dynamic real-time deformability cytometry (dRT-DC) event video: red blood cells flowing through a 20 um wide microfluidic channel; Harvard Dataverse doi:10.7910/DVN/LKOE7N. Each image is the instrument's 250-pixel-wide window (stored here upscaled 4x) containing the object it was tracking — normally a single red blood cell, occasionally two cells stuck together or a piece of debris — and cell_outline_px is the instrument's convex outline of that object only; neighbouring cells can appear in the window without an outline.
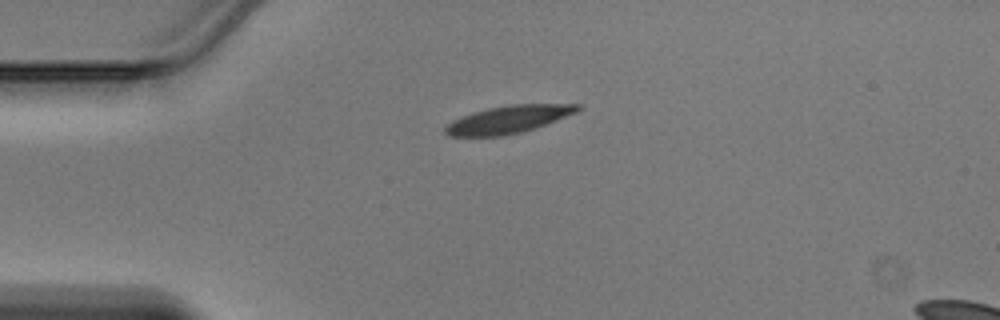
{"species": "Egyptian fruit bat (a non-hibernating species)", "species_latin": "Rousettus aegyptiacus", "temperature_condition": "warm", "stored_images_in_passage": 37, "camera_frame_rate_fps": 3000, "um_per_image_px": 0.085, "animal": {"sex": "male"}, "frame": {"image": 1, "passage_image": 1, "time_ms": 0.0, "image_size_px": [1000, 320], "cell_outline_px": [[584, 108], [576, 112], [556, 120], [520, 132], [504, 136], [448, 136], [444, 132], [444, 128], [452, 120], [472, 112], [488, 108], [512, 104], [584, 104]], "centroid_in_image_um": [43.21, 10.14], "position_along_channel_um": 41.8, "area_um2": 21.15}}
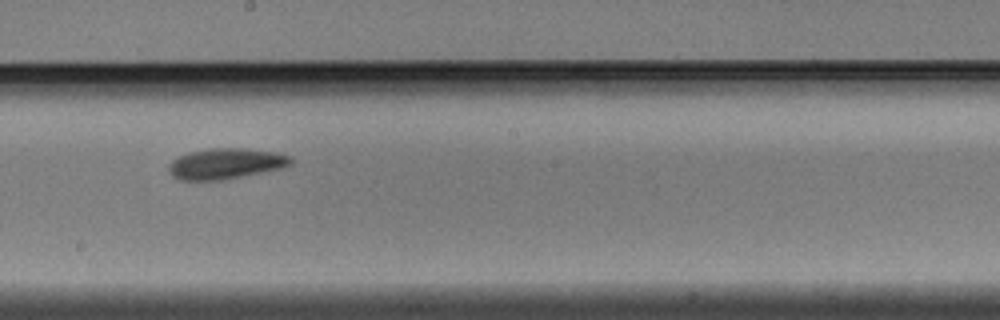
{"frame": {"image": 2, "passage_image": 16, "time_ms": 5.0, "image_size_px": [1000, 320], "cell_outline_px": [[292, 164], [280, 168], [224, 180], [180, 180], [172, 176], [168, 172], [168, 164], [172, 160], [188, 152], [208, 148], [244, 148], [276, 152], [292, 156]], "centroid_in_image_um": [19.16, 13.9], "position_along_channel_um": 229.0, "area_um2": 21.96}}
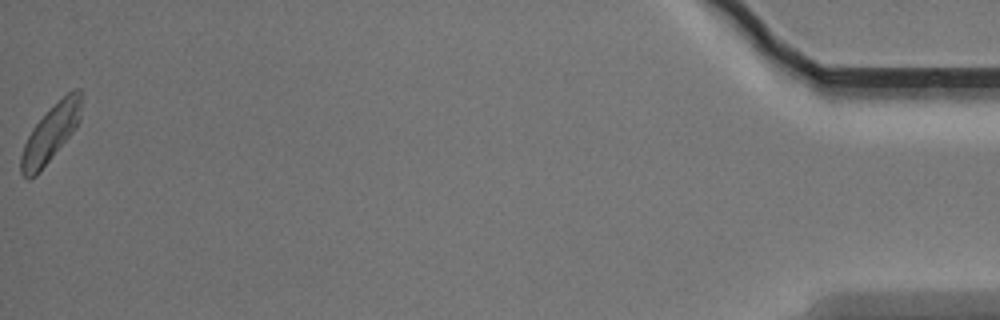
{"frame": {"image": 3, "passage_image": 37, "time_ms": 12.0, "image_size_px": [1000, 320], "cell_outline_px": [[84, 92], [80, 120], [76, 128], [40, 172], [36, 176], [28, 180], [20, 172], [20, 156], [24, 144], [32, 128], [72, 88], [80, 88]], "centroid_in_image_um": [4.34, 11.34], "position_along_channel_um": 430.9, "area_um2": 20.06}}